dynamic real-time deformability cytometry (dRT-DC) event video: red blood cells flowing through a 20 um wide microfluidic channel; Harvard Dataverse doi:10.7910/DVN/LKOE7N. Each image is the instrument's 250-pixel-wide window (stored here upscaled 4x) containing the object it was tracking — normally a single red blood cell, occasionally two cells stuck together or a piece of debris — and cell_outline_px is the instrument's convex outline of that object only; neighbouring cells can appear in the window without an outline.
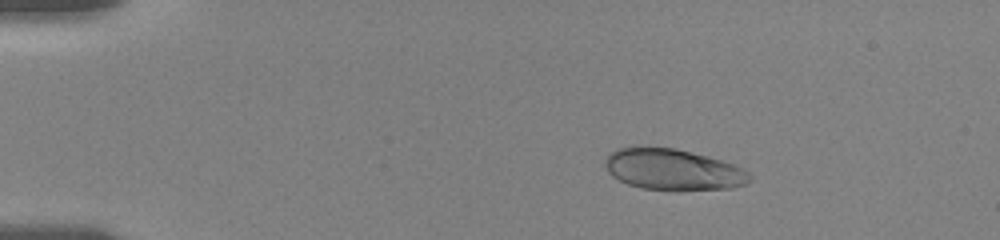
{"species": "human", "species_latin": "Homo sapiens", "temperature_condition": "room temperature", "stored_images_in_passage": 22, "camera_frame_rate_fps": 3000, "um_per_image_px": 0.085, "donor": {"sex": "female"}, "frame": {"image": 1, "passage_image": 2, "time_ms": 0.333, "image_size_px": [1000, 240], "cell_outline_px": [[752, 180], [748, 184], [732, 188], [640, 188], [628, 184], [612, 176], [608, 172], [604, 164], [604, 160], [612, 152], [620, 148], [676, 148], [708, 156], [736, 164], [744, 168], [752, 176]], "centroid_in_image_um": [57.26, 14.39], "position_along_channel_um": 27.7, "area_um2": 33.93}}
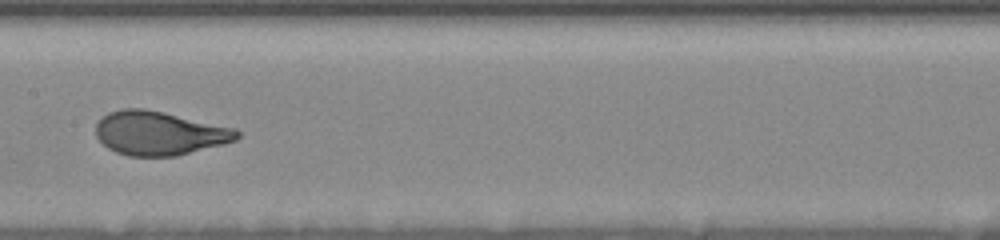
{"frame": {"image": 2, "passage_image": 17, "time_ms": 5.333, "image_size_px": [1000, 240], "cell_outline_px": [[240, 136], [236, 140], [224, 144], [176, 156], [128, 156], [116, 152], [108, 148], [96, 136], [96, 124], [108, 112], [124, 108], [144, 108], [164, 112], [236, 128], [240, 132]], "centroid_in_image_um": [13.56, 11.32], "position_along_channel_um": 193.8, "area_um2": 36.13}}
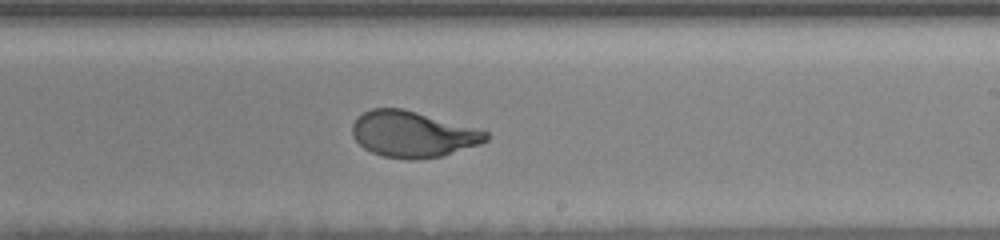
{"frame": {"image": 3, "passage_image": 22, "time_ms": 7.0, "image_size_px": [1000, 240], "cell_outline_px": [[488, 140], [480, 144], [444, 156], [416, 160], [408, 160], [384, 156], [372, 152], [364, 148], [352, 136], [352, 124], [356, 116], [372, 108], [404, 108], [488, 132]], "centroid_in_image_um": [35.06, 11.41], "position_along_channel_um": 253.9, "area_um2": 35.95}}